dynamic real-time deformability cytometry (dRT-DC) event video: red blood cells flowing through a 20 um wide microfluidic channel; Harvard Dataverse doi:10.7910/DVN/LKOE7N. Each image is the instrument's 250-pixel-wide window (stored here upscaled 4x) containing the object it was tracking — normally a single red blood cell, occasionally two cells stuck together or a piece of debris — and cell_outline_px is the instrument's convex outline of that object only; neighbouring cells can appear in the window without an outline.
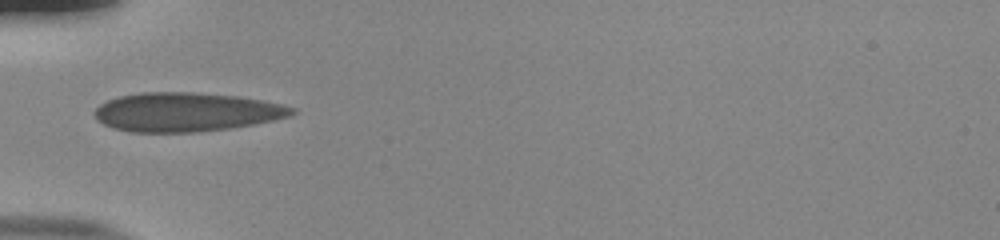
{"species": "human", "species_latin": "Homo sapiens", "temperature_condition": "room temperature", "stored_images_in_passage": 36, "camera_frame_rate_fps": 3000, "um_per_image_px": 0.085, "donor": {"sex": "male"}, "frame": {"image": 1, "passage_image": 1, "time_ms": 0.0, "image_size_px": [1000, 240], "cell_outline_px": [[296, 112], [292, 116], [252, 124], [228, 128], [200, 132], [128, 132], [112, 128], [96, 120], [92, 112], [100, 104], [108, 100], [120, 96], [140, 92], [192, 92], [236, 96], [264, 100], [296, 108]], "centroid_in_image_um": [15.8, 9.52], "position_along_channel_um": 69.2, "area_um2": 44.97}}
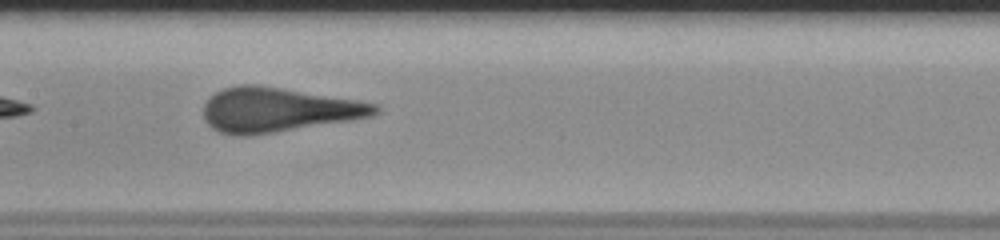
{"frame": {"image": 2, "passage_image": 10, "time_ms": 3.0, "image_size_px": [1000, 240], "cell_outline_px": [[380, 112], [372, 116], [352, 120], [248, 136], [236, 136], [220, 132], [212, 128], [204, 120], [204, 104], [216, 92], [224, 88], [240, 84], [252, 84], [280, 88], [356, 100], [376, 104], [380, 108]], "centroid_in_image_um": [23.61, 9.34], "position_along_channel_um": 183.8, "area_um2": 44.04}}
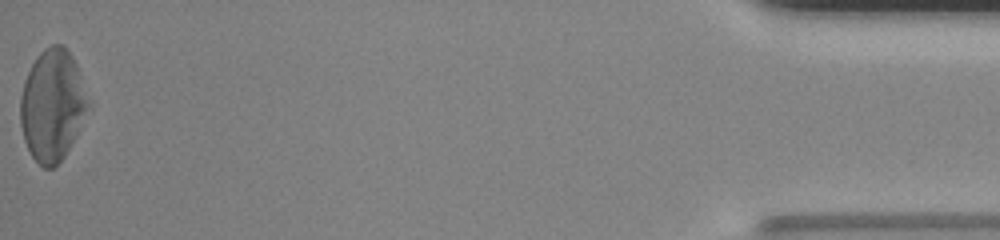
{"frame": {"image": 3, "passage_image": 36, "time_ms": 11.667, "image_size_px": [1000, 240], "cell_outline_px": [[92, 108], [64, 156], [52, 168], [44, 168], [32, 156], [24, 140], [20, 124], [20, 96], [24, 80], [36, 56], [44, 48], [52, 44], [64, 44], [72, 56], [80, 72], [92, 104]], "centroid_in_image_um": [4.49, 8.91], "position_along_channel_um": 430.7, "area_um2": 44.74}}